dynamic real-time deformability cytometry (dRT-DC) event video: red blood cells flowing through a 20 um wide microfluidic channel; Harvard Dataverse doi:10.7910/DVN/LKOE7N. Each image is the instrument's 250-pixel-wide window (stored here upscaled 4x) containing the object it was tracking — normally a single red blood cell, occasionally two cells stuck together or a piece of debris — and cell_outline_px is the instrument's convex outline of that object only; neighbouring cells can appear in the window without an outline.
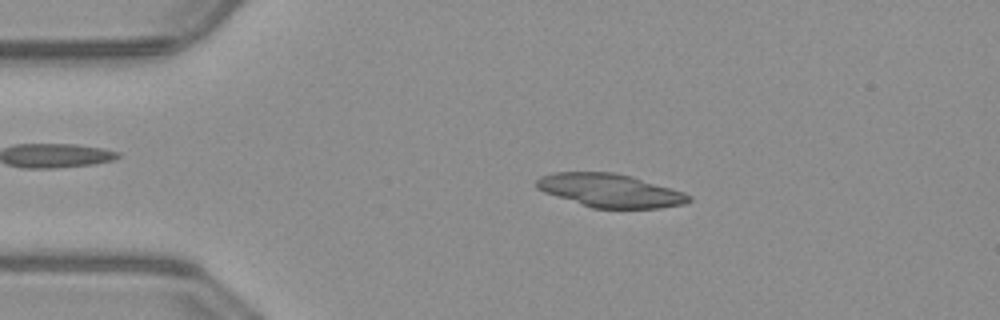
{"species": "common noctule bat (a hibernating species)", "species_latin": "Nyctalus noctula", "temperature_condition": "warm", "stored_images_in_passage": 49, "camera_frame_rate_fps": 3000, "um_per_image_px": 0.085, "animal": {"sex": "male", "body_mass_g": 23.1, "forearm_length_mm": 52.7}, "frame": {"image": 1, "passage_image": 9, "time_ms": 2.667, "image_size_px": [1000, 320], "cell_outline_px": [[692, 200], [684, 204], [660, 208], [592, 208], [544, 192], [536, 188], [536, 180], [540, 176], [552, 172], [616, 172], [632, 176], [672, 188], [684, 192], [692, 196]], "centroid_in_image_um": [51.87, 16.19], "position_along_channel_um": 33.1, "area_um2": 29.77}}